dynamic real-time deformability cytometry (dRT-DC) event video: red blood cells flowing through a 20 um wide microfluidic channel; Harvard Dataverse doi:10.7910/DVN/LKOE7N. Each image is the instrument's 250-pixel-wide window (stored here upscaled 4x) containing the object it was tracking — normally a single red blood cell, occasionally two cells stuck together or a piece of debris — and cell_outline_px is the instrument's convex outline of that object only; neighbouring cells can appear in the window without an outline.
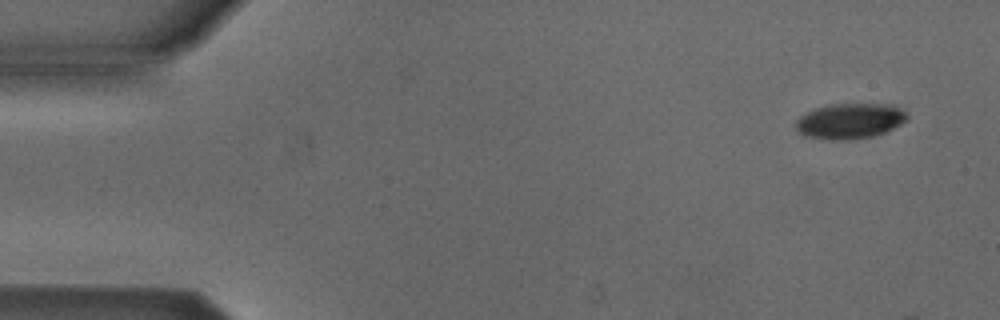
{"species": "Egyptian fruit bat (a non-hibernating species)", "species_latin": "Rousettus aegyptiacus", "temperature_condition": "cold", "stored_images_in_passage": 5, "camera_frame_rate_fps": 3000, "um_per_image_px": 0.085, "animal": {"sex": "male"}, "frame": {"image": 1, "passage_image": 1, "time_ms": 0.0, "image_size_px": [1000, 320], "cell_outline_px": [[908, 120], [884, 132], [872, 136], [848, 140], [832, 140], [804, 136], [796, 128], [796, 120], [800, 116], [816, 108], [832, 104], [884, 104], [900, 108], [908, 116]], "centroid_in_image_um": [72.22, 10.29], "position_along_channel_um": 12.8, "area_um2": 22.72}}